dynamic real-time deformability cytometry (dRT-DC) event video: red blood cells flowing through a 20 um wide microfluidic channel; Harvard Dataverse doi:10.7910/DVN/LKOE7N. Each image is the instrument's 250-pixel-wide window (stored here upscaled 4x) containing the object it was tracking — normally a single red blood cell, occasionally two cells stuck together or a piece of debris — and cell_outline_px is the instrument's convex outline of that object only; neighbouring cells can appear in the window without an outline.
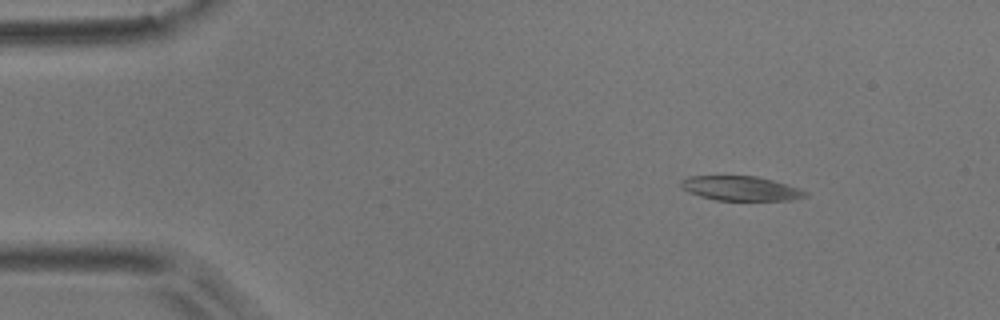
{"species": "common noctule bat (a hibernating species)", "species_latin": "Nyctalus noctula", "temperature_condition": "room temperature", "stored_images_in_passage": 3, "camera_frame_rate_fps": 3000, "um_per_image_px": 0.085, "animal": {"sex": "male", "body_mass_g": 17.9}, "frame": {"image": 1, "passage_image": 1, "time_ms": 0.0, "image_size_px": [1000, 320], "cell_outline_px": [[808, 196], [792, 200], [716, 200], [700, 196], [688, 192], [680, 188], [680, 180], [688, 176], [756, 176], [772, 180], [800, 188], [808, 192]], "centroid_in_image_um": [62.94, 16.01], "position_along_channel_um": 22.1, "area_um2": 17.86}}